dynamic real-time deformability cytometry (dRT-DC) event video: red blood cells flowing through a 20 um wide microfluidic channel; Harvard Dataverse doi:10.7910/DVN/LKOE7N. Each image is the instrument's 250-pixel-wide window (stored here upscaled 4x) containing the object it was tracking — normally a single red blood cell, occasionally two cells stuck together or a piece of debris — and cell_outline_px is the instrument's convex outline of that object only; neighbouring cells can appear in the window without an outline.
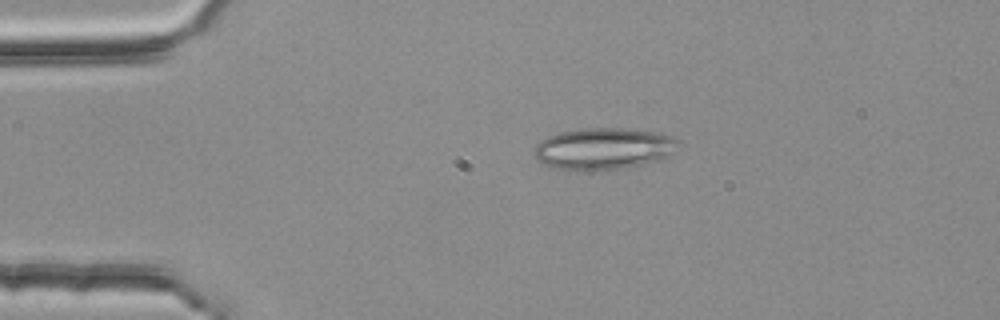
{"species": "common noctule bat (a hibernating species)", "species_latin": "Nyctalus noctula", "temperature_condition": "room temperature", "stored_images_in_passage": 4, "camera_frame_rate_fps": 3000, "um_per_image_px": 0.085, "animal": {"sex": "female", "body_mass_g": 25.1}, "frame": {"image": 1, "passage_image": 3, "time_ms": 0.667, "image_size_px": [1000, 320], "cell_outline_px": [[676, 140], [672, 152], [656, 160], [624, 168], [556, 168], [544, 164], [536, 160], [532, 152], [536, 144], [540, 140], [548, 136], [560, 132], [580, 128], [628, 128], [652, 132], [672, 136]], "centroid_in_image_um": [51.2, 12.59], "position_along_channel_um": 33.8, "area_um2": 33.93}}